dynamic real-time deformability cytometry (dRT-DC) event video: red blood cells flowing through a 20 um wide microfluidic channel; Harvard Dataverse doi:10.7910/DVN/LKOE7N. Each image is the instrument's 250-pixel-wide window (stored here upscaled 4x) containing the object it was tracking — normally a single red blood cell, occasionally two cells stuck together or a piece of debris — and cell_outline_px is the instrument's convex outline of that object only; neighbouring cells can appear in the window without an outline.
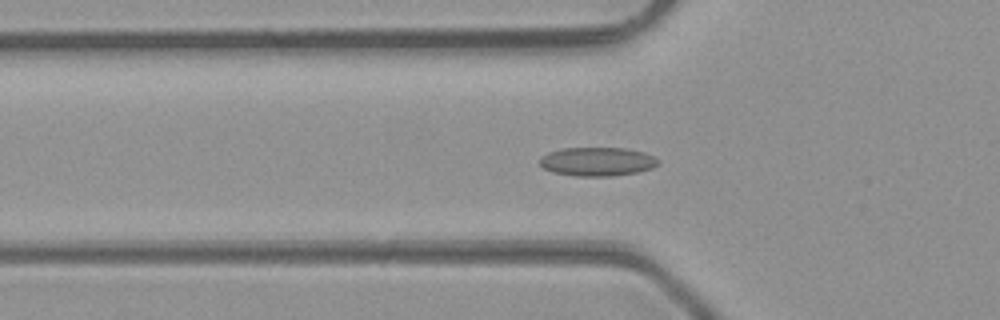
{"species": "common noctule bat (a hibernating species)", "species_latin": "Nyctalus noctula", "temperature_condition": "room temperature", "stored_images_in_passage": 40, "camera_frame_rate_fps": 3000, "um_per_image_px": 0.085, "animal": {"sex": "male", "body_mass_g": 23.1, "forearm_length_mm": 52.7}, "frame": {"image": 1, "passage_image": 15, "time_ms": 4.667, "image_size_px": [1000, 320], "cell_outline_px": [[660, 164], [652, 168], [636, 172], [612, 176], [576, 176], [552, 172], [544, 168], [540, 164], [540, 156], [548, 152], [564, 148], [628, 148], [644, 152], [660, 160]], "centroid_in_image_um": [50.78, 13.73], "position_along_channel_um": 75.0, "area_um2": 19.94}}
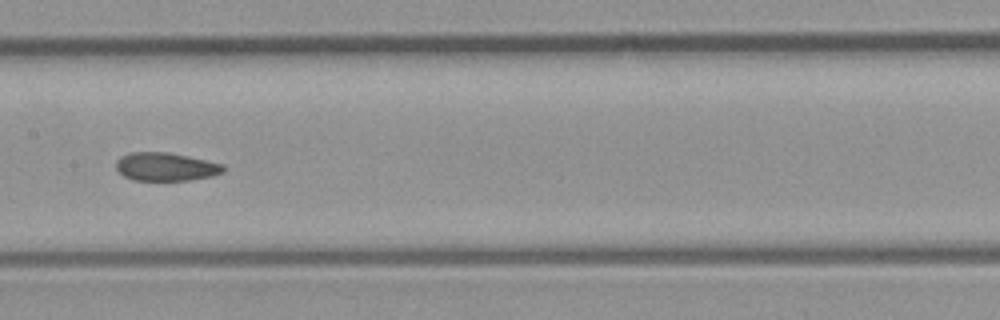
{"frame": {"image": 2, "passage_image": 23, "time_ms": 7.333, "image_size_px": [1000, 320], "cell_outline_px": [[224, 172], [212, 176], [188, 180], [132, 180], [124, 176], [116, 168], [116, 160], [120, 156], [128, 152], [168, 152], [188, 156], [224, 164]], "centroid_in_image_um": [14.07, 14.16], "position_along_channel_um": 193.3, "area_um2": 17.74}}
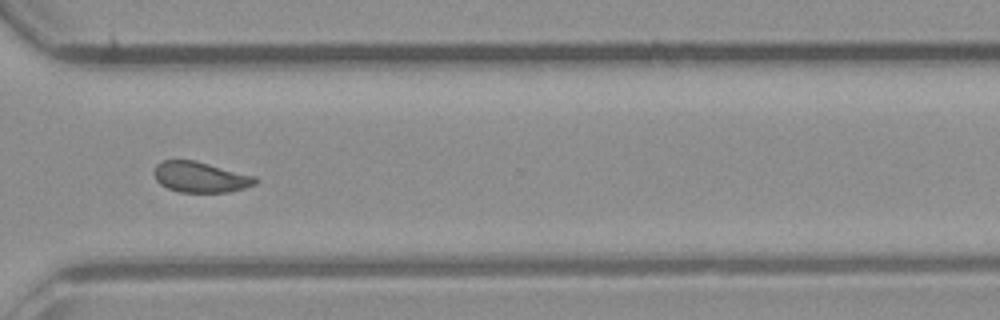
{"frame": {"image": 3, "passage_image": 34, "time_ms": 11.0, "image_size_px": [1000, 320], "cell_outline_px": [[260, 180], [256, 184], [244, 188], [228, 192], [180, 192], [168, 188], [160, 184], [156, 180], [152, 172], [156, 164], [164, 160], [196, 160], [256, 176]], "centroid_in_image_um": [17.04, 15.04], "position_along_channel_um": 353.6, "area_um2": 18.32}, "authors_computed_cell_mechanics": {"area_um2": 18.8139, "velocity_mm_per_s": 4.3811, "shape_relaxation_time_tau1_ms": null, "shape_relaxation_time_tau2_ms": 1.6181, "deformation_change_tau1": null, "deformation_change_tau2": 0.0692}}